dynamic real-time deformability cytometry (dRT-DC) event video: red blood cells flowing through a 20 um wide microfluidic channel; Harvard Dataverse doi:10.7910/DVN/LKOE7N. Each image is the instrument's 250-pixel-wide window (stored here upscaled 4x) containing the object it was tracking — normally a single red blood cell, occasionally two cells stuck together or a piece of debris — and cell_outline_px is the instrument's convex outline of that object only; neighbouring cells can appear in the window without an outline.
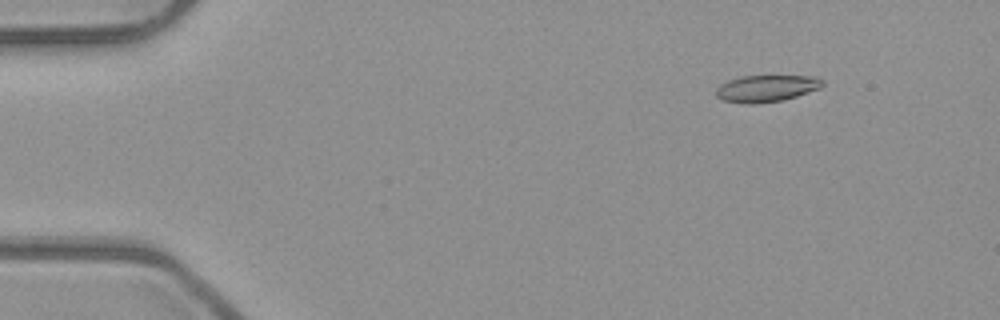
{"species": "common noctule bat (a hibernating species)", "species_latin": "Nyctalus noctula", "temperature_condition": "room temperature", "stored_images_in_passage": 4, "camera_frame_rate_fps": 3000, "um_per_image_px": 0.085, "animal": {"sex": "male", "body_mass_g": 23.1, "forearm_length_mm": 52.7}, "frame": {"image": 1, "passage_image": 2, "time_ms": 0.333, "image_size_px": [1000, 320], "cell_outline_px": [[824, 84], [820, 88], [784, 100], [756, 104], [744, 104], [724, 100], [716, 96], [716, 88], [720, 84], [728, 80], [740, 76], [816, 76], [824, 80]], "centroid_in_image_um": [65.14, 7.51], "position_along_channel_um": 19.9, "area_um2": 16.76}}
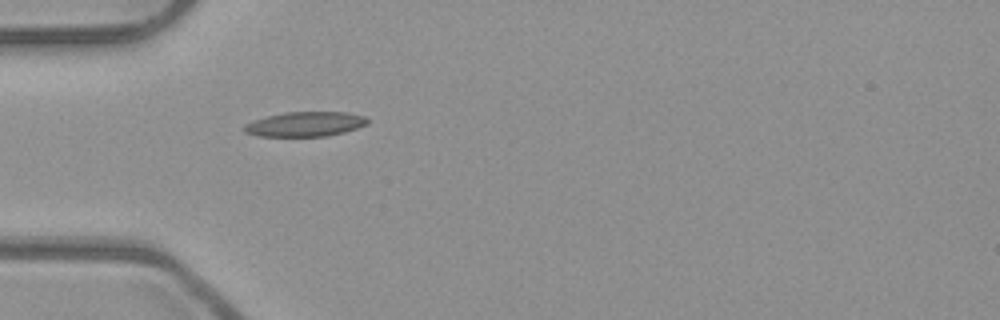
{"frame": {"image": 2, "passage_image": 4, "time_ms": 1.0, "image_size_px": [1000, 320], "cell_outline_px": [[368, 124], [344, 132], [328, 136], [256, 136], [244, 132], [244, 124], [252, 120], [284, 112], [348, 112], [364, 116], [368, 120]], "centroid_in_image_um": [25.92, 10.55], "position_along_channel_um": 59.1, "area_um2": 17.8}}